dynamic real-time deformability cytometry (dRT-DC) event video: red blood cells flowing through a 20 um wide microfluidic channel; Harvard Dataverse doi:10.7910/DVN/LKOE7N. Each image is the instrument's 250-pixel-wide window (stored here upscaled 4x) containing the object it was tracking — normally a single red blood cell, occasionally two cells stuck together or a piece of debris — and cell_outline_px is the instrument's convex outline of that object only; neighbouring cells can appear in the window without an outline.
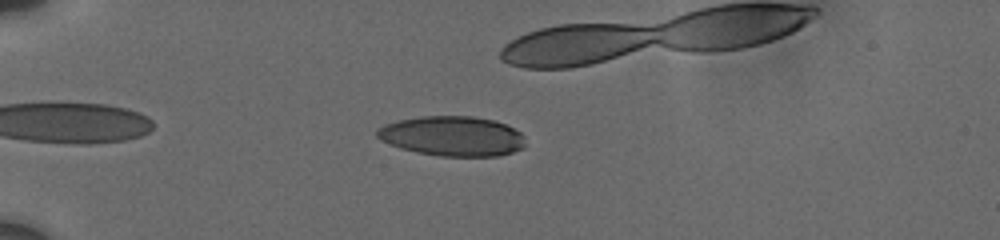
{"species": "human", "species_latin": "Homo sapiens", "temperature_condition": "cold", "stored_images_in_passage": 37, "camera_frame_rate_fps": 3000, "um_per_image_px": 0.085, "donor": {"sex": "male"}, "frame": {"image": 1, "passage_image": 8, "time_ms": 2.333, "image_size_px": [1000, 240], "cell_outline_px": [[524, 148], [512, 152], [496, 156], [440, 156], [416, 152], [400, 148], [376, 136], [376, 132], [384, 124], [400, 120], [420, 116], [472, 116], [492, 120], [504, 124], [520, 132], [524, 136]], "centroid_in_image_um": [38.47, 11.57], "position_along_channel_um": 46.5, "area_um2": 34.16}}
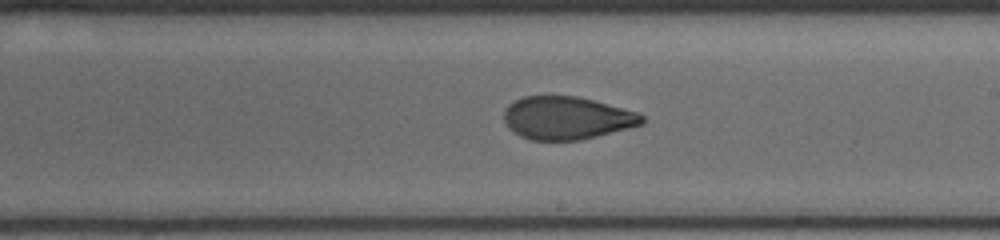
{"frame": {"image": 2, "passage_image": 26, "time_ms": 8.667, "image_size_px": [1000, 240], "cell_outline_px": [[644, 124], [580, 140], [528, 140], [512, 132], [508, 128], [504, 120], [504, 112], [508, 104], [524, 96], [576, 96], [640, 112], [644, 116]], "centroid_in_image_um": [48.17, 10.03], "position_along_channel_um": 240.8, "area_um2": 34.56}}
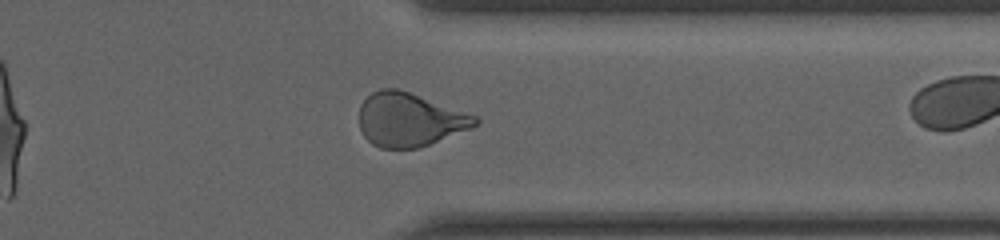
{"frame": {"image": 3, "passage_image": 36, "time_ms": 12.333, "image_size_px": [1000, 240], "cell_outline_px": [[480, 124], [472, 128], [428, 144], [416, 148], [380, 148], [372, 144], [364, 136], [360, 128], [360, 104], [372, 92], [380, 88], [396, 88], [408, 92], [476, 116], [480, 120]], "centroid_in_image_um": [34.79, 10.17], "position_along_channel_um": 376.6, "area_um2": 35.84}}